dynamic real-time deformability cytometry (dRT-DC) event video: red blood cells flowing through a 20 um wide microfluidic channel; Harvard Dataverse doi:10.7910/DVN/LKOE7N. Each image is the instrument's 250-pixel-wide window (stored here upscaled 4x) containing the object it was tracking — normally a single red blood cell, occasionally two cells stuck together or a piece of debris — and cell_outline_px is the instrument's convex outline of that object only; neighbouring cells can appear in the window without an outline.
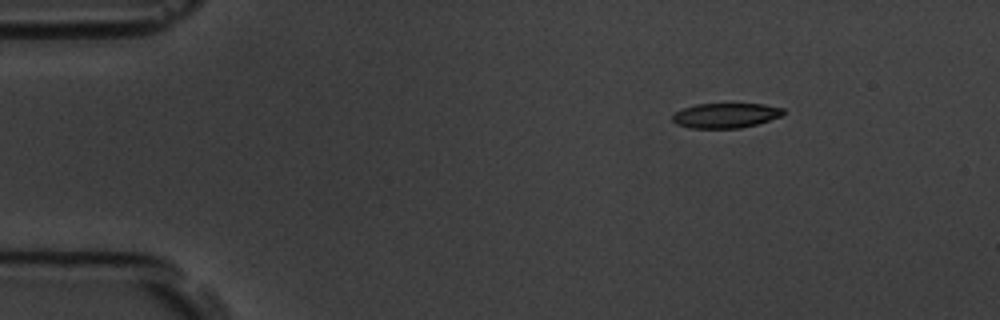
{"species": "common noctule bat (a hibernating species)", "species_latin": "Nyctalus noctula", "temperature_condition": "room temperature", "stored_images_in_passage": 4, "camera_frame_rate_fps": 3000, "um_per_image_px": 0.085, "animal": {"sex": "male", "body_mass_g": 19.5, "forearm_length_mm": 54.6}, "frame": {"image": 1, "passage_image": 1, "time_ms": 0.0, "image_size_px": [1000, 320], "cell_outline_px": [[784, 112], [780, 116], [756, 124], [740, 128], [692, 128], [676, 124], [672, 120], [672, 116], [676, 112], [684, 108], [696, 104], [764, 104], [784, 108]], "centroid_in_image_um": [61.67, 9.81], "position_along_channel_um": 23.3, "area_um2": 15.9}}
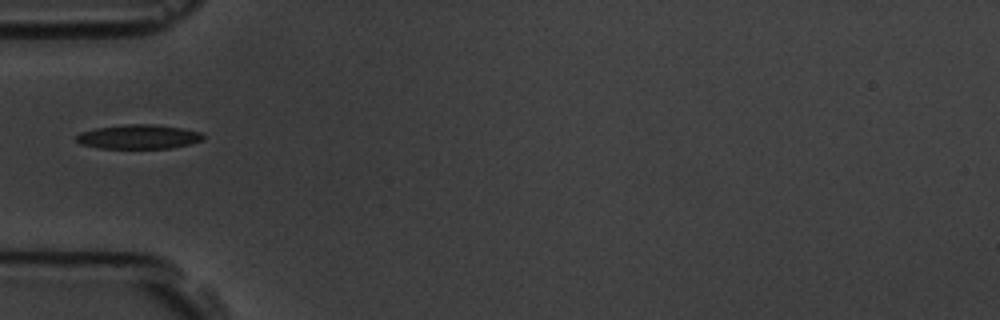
{"frame": {"image": 2, "passage_image": 4, "time_ms": 3.333, "image_size_px": [1000, 320], "cell_outline_px": [[204, 140], [172, 148], [100, 148], [80, 144], [76, 140], [76, 136], [80, 132], [96, 128], [124, 124], [152, 124], [180, 128], [200, 132], [204, 136]], "centroid_in_image_um": [11.76, 11.62], "position_along_channel_um": 73.2, "area_um2": 17.86}}